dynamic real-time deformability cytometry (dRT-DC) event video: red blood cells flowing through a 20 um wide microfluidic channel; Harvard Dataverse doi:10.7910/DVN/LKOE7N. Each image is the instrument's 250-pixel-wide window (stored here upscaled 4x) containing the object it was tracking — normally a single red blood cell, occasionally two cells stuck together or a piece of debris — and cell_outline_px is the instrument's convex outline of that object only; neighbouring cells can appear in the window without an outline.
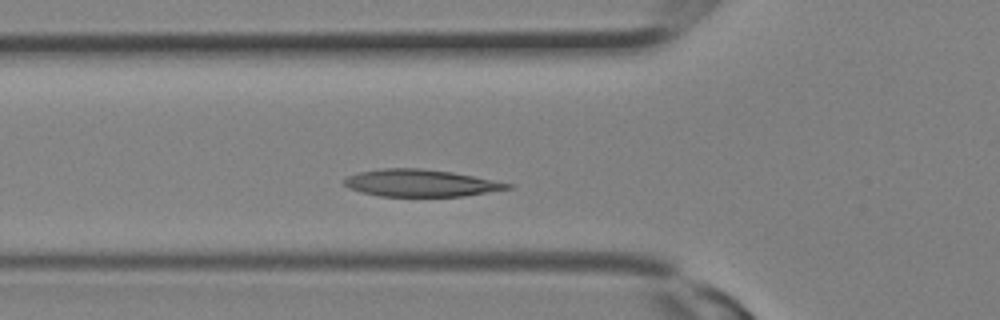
{"species": "Egyptian fruit bat (a non-hibernating species)", "species_latin": "Rousettus aegyptiacus", "temperature_condition": "room temperature", "stored_images_in_passage": 8, "camera_frame_rate_fps": 3000, "um_per_image_px": 0.085, "animal": {"sex": "female"}, "frame": {"image": 1, "passage_image": 6, "time_ms": 1.667, "image_size_px": [1000, 320], "cell_outline_px": [[512, 188], [464, 196], [380, 196], [360, 192], [348, 188], [344, 184], [344, 180], [348, 176], [356, 172], [380, 168], [420, 168], [452, 172], [512, 184]], "centroid_in_image_um": [35.69, 15.55], "position_along_channel_um": 90.1, "area_um2": 25.72}}
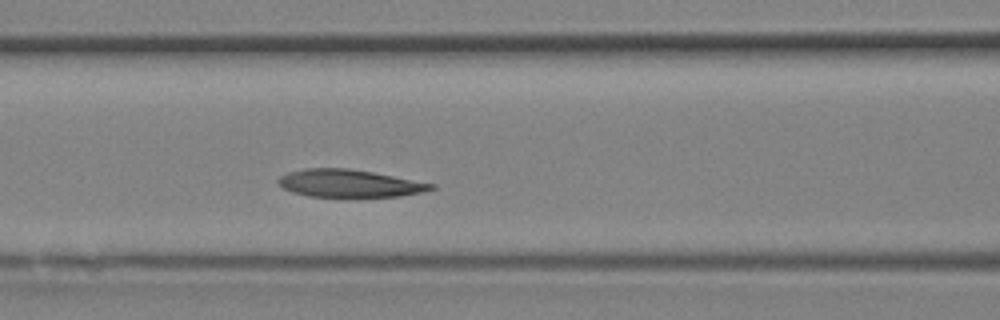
{"frame": {"image": 2, "passage_image": 8, "time_ms": 2.333, "image_size_px": [1000, 320], "cell_outline_px": [[436, 188], [424, 192], [400, 196], [344, 200], [308, 196], [292, 192], [284, 188], [276, 180], [280, 176], [288, 172], [304, 168], [348, 168], [372, 172], [436, 184]], "centroid_in_image_um": [29.7, 15.64], "position_along_channel_um": 136.9, "area_um2": 25.72}}